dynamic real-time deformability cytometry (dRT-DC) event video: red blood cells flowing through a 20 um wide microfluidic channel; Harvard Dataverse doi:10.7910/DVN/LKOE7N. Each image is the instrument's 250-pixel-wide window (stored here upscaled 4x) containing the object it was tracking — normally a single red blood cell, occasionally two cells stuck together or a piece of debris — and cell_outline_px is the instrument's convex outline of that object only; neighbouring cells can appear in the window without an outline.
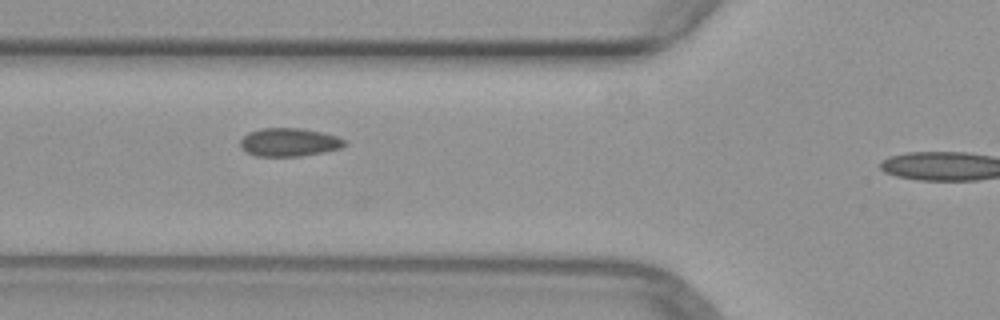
{"species": "common noctule bat (a hibernating species)", "species_latin": "Nyctalus noctula", "temperature_condition": "warm", "stored_images_in_passage": 7, "segment_of_instrument_passage": [1, 2], "camera_frame_rate_fps": 3000, "um_per_image_px": 0.085, "animal": {"sex": "female", "body_mass_g": 29.2, "forearm_length_mm": 56.3}, "frame": {"image": 1, "passage_image": 3, "time_ms": 2.333, "image_size_px": [1000, 320], "cell_outline_px": [[348, 144], [340, 148], [300, 156], [256, 156], [248, 152], [240, 144], [240, 140], [248, 132], [260, 128], [304, 128], [324, 132], [348, 140]], "centroid_in_image_um": [24.62, 12.07], "position_along_channel_um": 101.2, "area_um2": 17.22}}
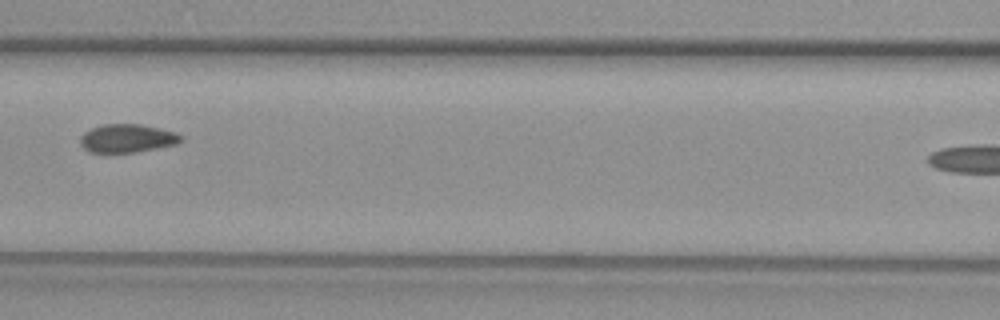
{"frame": {"image": 2, "passage_image": 4, "time_ms": 3.667, "image_size_px": [1000, 320], "cell_outline_px": [[184, 140], [176, 144], [136, 152], [88, 152], [80, 144], [80, 136], [84, 132], [100, 124], [140, 124], [160, 128], [176, 132], [184, 136]], "centroid_in_image_um": [10.83, 11.75], "position_along_channel_um": 155.8, "area_um2": 16.76}}
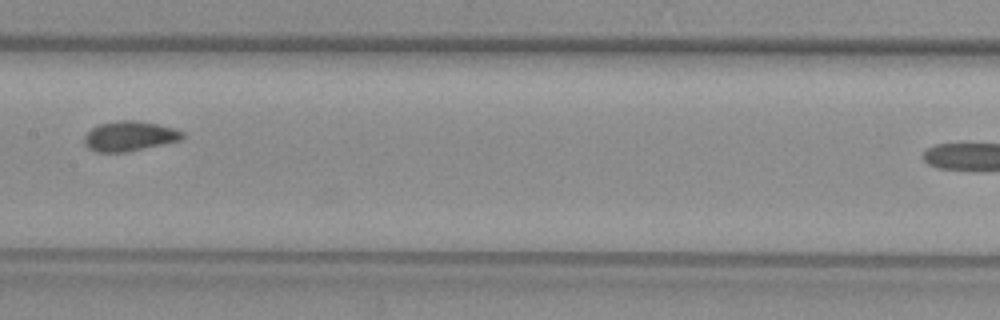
{"frame": {"image": 3, "passage_image": 5, "time_ms": 4.667, "image_size_px": [1000, 320], "cell_outline_px": [[184, 136], [180, 140], [124, 152], [96, 152], [88, 148], [84, 144], [84, 136], [92, 128], [100, 124], [116, 120], [136, 120], [156, 124], [172, 128], [184, 132]], "centroid_in_image_um": [10.96, 11.56], "position_along_channel_um": 196.4, "area_um2": 16.88}}